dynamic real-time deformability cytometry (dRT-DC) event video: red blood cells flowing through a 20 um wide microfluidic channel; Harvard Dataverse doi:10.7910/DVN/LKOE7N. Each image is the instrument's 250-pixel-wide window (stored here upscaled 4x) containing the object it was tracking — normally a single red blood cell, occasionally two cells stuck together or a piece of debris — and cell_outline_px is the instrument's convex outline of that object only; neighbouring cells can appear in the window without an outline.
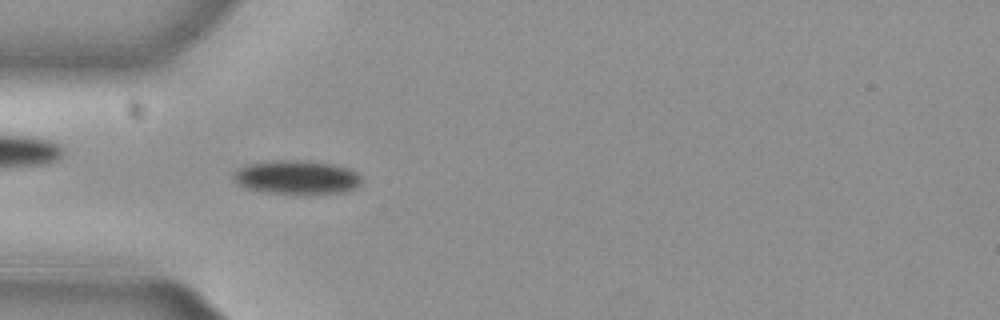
{"species": "common noctule bat (a hibernating species)", "species_latin": "Nyctalus noctula", "temperature_condition": "cold", "stored_images_in_passage": 53, "camera_frame_rate_fps": 3000, "um_per_image_px": 0.085, "animal": {"sex": "female", "body_mass_g": 29.2, "forearm_length_mm": 56.3}, "frame": {"image": 1, "passage_image": 15, "time_ms": 4.667, "image_size_px": [1000, 320], "cell_outline_px": [[360, 184], [356, 188], [344, 192], [264, 192], [248, 188], [236, 184], [232, 180], [232, 172], [244, 164], [280, 160], [308, 160], [332, 164], [348, 168], [356, 172], [360, 176]], "centroid_in_image_um": [25.16, 15.03], "position_along_channel_um": 59.8, "area_um2": 24.97}}
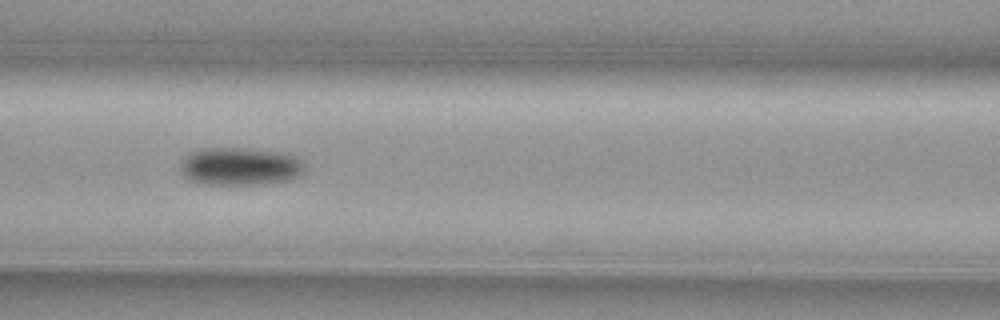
{"frame": {"image": 2, "passage_image": 22, "time_ms": 7.0, "image_size_px": [1000, 320], "cell_outline_px": [[308, 168], [300, 176], [288, 180], [264, 184], [204, 184], [188, 180], [180, 172], [180, 164], [192, 152], [208, 148], [256, 148], [288, 152], [296, 156]], "centroid_in_image_um": [20.49, 14.14], "position_along_channel_um": 146.1, "area_um2": 27.92}}
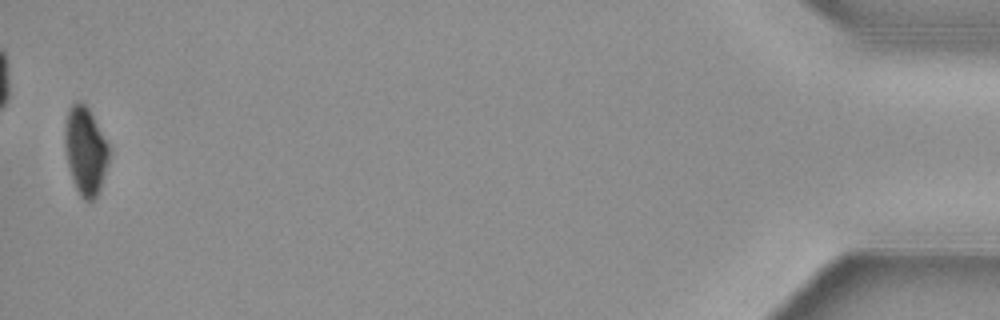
{"frame": {"image": 3, "passage_image": 52, "time_ms": 17.0, "image_size_px": [1000, 320], "cell_outline_px": [[108, 164], [100, 192], [92, 200], [84, 200], [80, 196], [72, 180], [68, 164], [64, 144], [68, 112], [72, 104], [84, 104], [88, 108], [108, 144]], "centroid_in_image_um": [7.27, 12.9], "position_along_channel_um": 427.9, "area_um2": 22.08}, "authors_computed_cell_mechanics": {"area_um2": 24.9696, "velocity_mm_per_s": 3.8215, "shape_relaxation_time_tau1_ms": 3.5883, "shape_relaxation_time_tau2_ms": null, "deformation_change_tau1": 0.1031, "deformation_change_tau2": null}}